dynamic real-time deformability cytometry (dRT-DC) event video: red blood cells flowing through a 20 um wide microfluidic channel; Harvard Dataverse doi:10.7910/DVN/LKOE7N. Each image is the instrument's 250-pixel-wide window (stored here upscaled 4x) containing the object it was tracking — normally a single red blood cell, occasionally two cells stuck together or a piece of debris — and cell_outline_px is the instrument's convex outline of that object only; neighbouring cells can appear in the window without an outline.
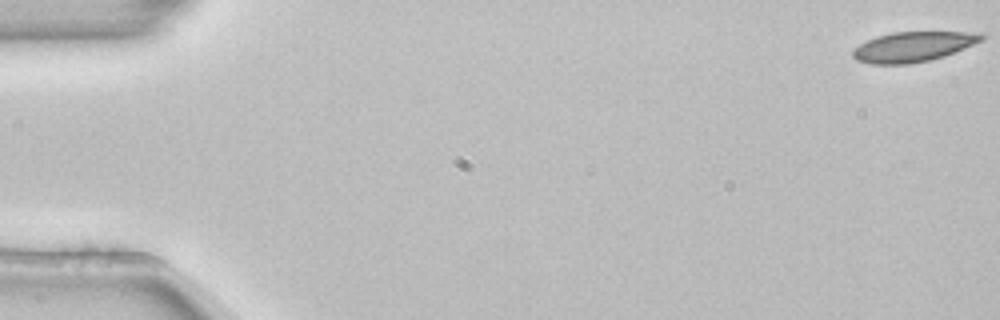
{"species": "common noctule bat (a hibernating species)", "species_latin": "Nyctalus noctula", "temperature_condition": "room temperature", "stored_images_in_passage": 54, "camera_frame_rate_fps": 3000, "um_per_image_px": 0.085, "animal": {"sex": "female", "body_mass_g": 22.7, "forearm_length_mm": 54.2}, "frame": {"image": 1, "passage_image": 1, "time_ms": 0.0, "image_size_px": [1000, 320], "cell_outline_px": [[984, 40], [944, 56], [928, 60], [908, 64], [872, 64], [856, 60], [852, 56], [852, 52], [860, 44], [876, 36], [892, 32], [980, 32], [984, 36]], "centroid_in_image_um": [77.62, 3.96], "position_along_channel_um": 7.4, "area_um2": 22.37}}
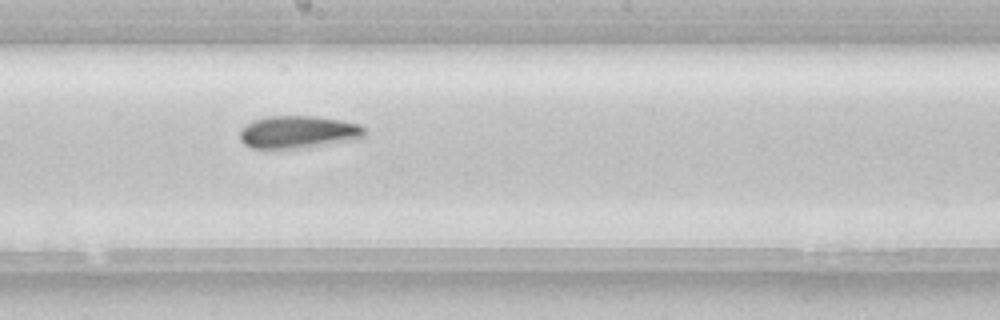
{"frame": {"image": 2, "passage_image": 30, "time_ms": 9.667, "image_size_px": [1000, 320], "cell_outline_px": [[368, 132], [364, 136], [308, 148], [252, 148], [244, 144], [240, 140], [240, 128], [252, 120], [268, 116], [316, 116], [340, 120], [360, 124]], "centroid_in_image_um": [25.3, 11.21], "position_along_channel_um": 222.9, "area_um2": 23.64}}
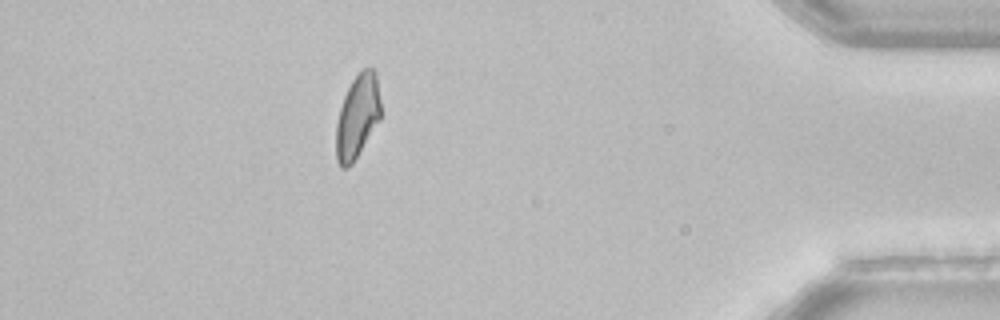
{"frame": {"image": 3, "passage_image": 48, "time_ms": 15.667, "image_size_px": [1000, 320], "cell_outline_px": [[380, 120], [352, 164], [348, 168], [340, 168], [336, 160], [336, 124], [340, 108], [344, 96], [352, 80], [360, 68], [372, 68], [376, 72], [380, 100]], "centroid_in_image_um": [30.37, 9.9], "position_along_channel_um": 404.8, "area_um2": 21.91}, "authors_computed_cell_mechanics": {"area_um2": 23.2067, "velocity_mm_per_s": 3.844, "shape_relaxation_time_tau1_ms": 8.4685, "shape_relaxation_time_tau2_ms": null, "deformation_change_tau1": 0.1639, "deformation_change_tau2": null}}